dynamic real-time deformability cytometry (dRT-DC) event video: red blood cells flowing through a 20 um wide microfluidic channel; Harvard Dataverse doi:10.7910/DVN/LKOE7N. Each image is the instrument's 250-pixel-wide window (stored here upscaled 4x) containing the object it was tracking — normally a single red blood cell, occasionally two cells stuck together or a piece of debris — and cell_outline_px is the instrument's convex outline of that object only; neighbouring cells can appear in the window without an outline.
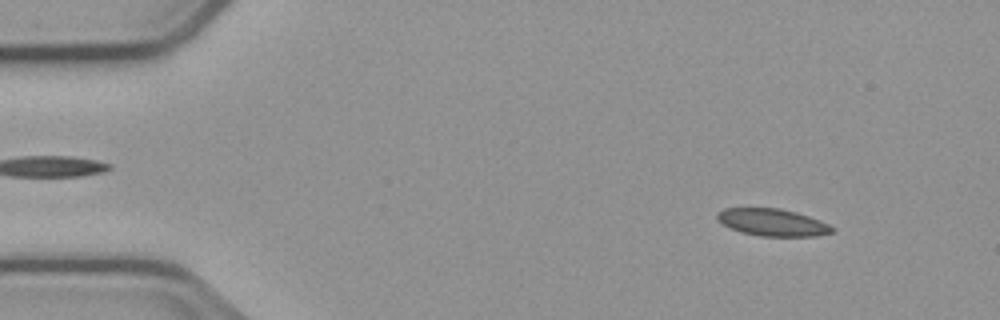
{"species": "common noctule bat (a hibernating species)", "species_latin": "Nyctalus noctula", "temperature_condition": "cold", "stored_images_in_passage": 13, "camera_frame_rate_fps": 3000, "um_per_image_px": 0.085, "animal": {"sex": "male", "body_mass_g": 23.1, "forearm_length_mm": 52.7}, "frame": {"image": 1, "passage_image": 6, "time_ms": 1.667, "image_size_px": [1000, 320], "cell_outline_px": [[836, 228], [832, 232], [816, 236], [760, 236], [740, 232], [716, 220], [716, 212], [724, 208], [780, 208], [796, 212], [820, 220]], "centroid_in_image_um": [65.65, 18.9], "position_along_channel_um": 19.4, "area_um2": 18.26}}